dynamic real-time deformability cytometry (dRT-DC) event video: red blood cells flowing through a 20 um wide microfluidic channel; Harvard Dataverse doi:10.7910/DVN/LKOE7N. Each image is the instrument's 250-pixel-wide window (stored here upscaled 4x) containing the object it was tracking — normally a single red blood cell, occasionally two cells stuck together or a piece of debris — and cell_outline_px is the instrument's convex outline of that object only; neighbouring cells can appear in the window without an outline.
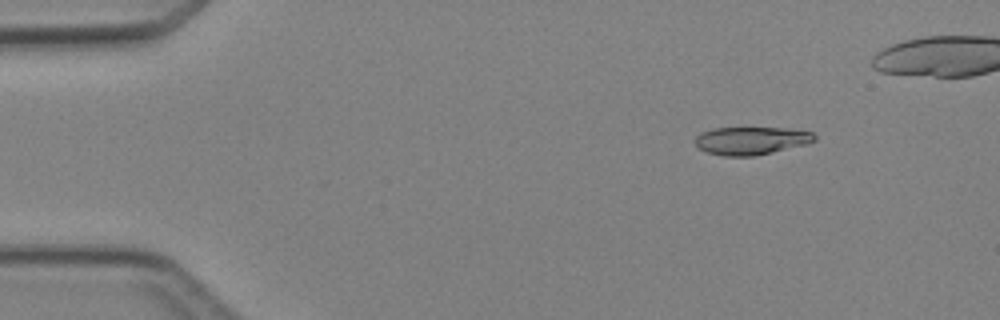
{"species": "Egyptian fruit bat (a non-hibernating species)", "species_latin": "Rousettus aegyptiacus", "temperature_condition": "cold", "stored_images_in_passage": 5, "camera_frame_rate_fps": 3000, "um_per_image_px": 0.085, "animal": {"sex": "female"}, "frame": {"image": 1, "passage_image": 1, "time_ms": 0.0, "image_size_px": [1000, 320], "cell_outline_px": [[816, 140], [808, 144], [772, 152], [752, 156], [724, 156], [708, 152], [700, 148], [696, 144], [696, 136], [700, 132], [712, 128], [788, 128], [812, 132], [816, 136]], "centroid_in_image_um": [63.87, 11.95], "position_along_channel_um": 21.1, "area_um2": 19.36}}